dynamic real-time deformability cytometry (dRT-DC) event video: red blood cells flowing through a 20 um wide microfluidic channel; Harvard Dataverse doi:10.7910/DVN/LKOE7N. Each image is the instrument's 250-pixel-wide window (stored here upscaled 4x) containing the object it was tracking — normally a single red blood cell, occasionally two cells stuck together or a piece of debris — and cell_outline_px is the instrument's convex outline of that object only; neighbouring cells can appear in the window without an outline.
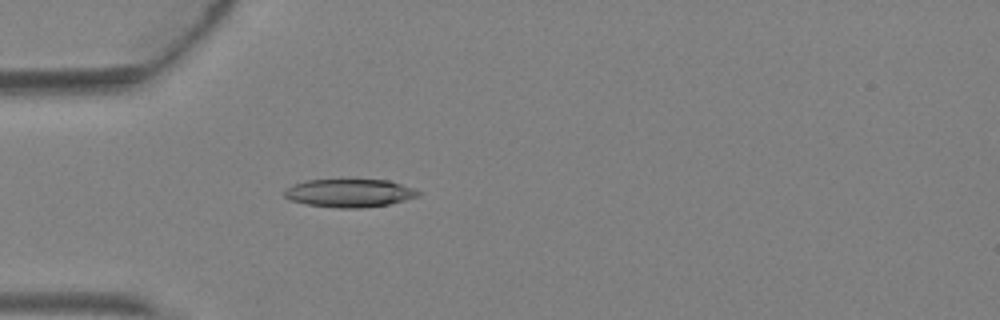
{"species": "Egyptian fruit bat (a non-hibernating species)", "species_latin": "Rousettus aegyptiacus", "temperature_condition": "warm", "stored_images_in_passage": 1, "camera_frame_rate_fps": 3000, "um_per_image_px": 0.085, "animal": {"sex": "female"}, "frame": {"image": 1, "passage_image": 1, "time_ms": 0.0, "image_size_px": [1000, 320], "cell_outline_px": [[420, 196], [388, 204], [364, 208], [340, 208], [304, 204], [292, 200], [284, 196], [284, 188], [292, 184], [308, 180], [388, 180], [416, 188], [420, 192]], "centroid_in_image_um": [29.71, 16.41], "position_along_channel_um": 55.3, "area_um2": 22.02}}